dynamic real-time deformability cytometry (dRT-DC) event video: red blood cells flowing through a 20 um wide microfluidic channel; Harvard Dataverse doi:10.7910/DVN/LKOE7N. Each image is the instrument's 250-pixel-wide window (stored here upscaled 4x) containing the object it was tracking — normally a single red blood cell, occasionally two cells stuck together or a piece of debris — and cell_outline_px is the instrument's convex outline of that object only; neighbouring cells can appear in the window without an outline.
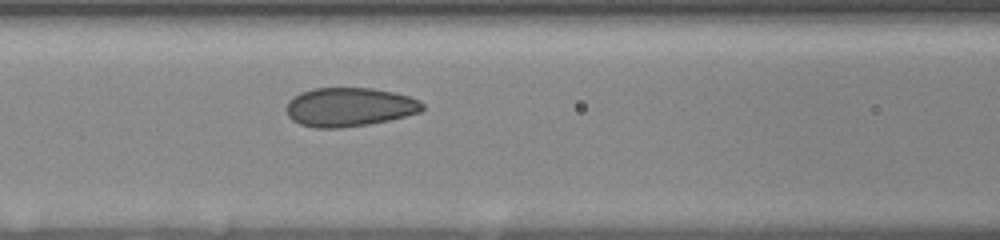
{"species": "human", "species_latin": "Homo sapiens", "temperature_condition": "room temperature", "stored_images_in_passage": 9, "camera_frame_rate_fps": 3000, "um_per_image_px": 0.085, "donor": {"sex": "female"}, "frame": {"image": 1, "passage_image": 8, "time_ms": 4.333, "image_size_px": [1000, 240], "cell_outline_px": [[424, 108], [420, 112], [388, 120], [368, 124], [340, 128], [316, 128], [300, 124], [292, 120], [288, 116], [288, 100], [292, 96], [300, 92], [316, 88], [372, 88], [392, 92], [408, 96], [420, 100], [424, 104]], "centroid_in_image_um": [29.69, 9.09], "position_along_channel_um": 136.9, "area_um2": 30.75}}